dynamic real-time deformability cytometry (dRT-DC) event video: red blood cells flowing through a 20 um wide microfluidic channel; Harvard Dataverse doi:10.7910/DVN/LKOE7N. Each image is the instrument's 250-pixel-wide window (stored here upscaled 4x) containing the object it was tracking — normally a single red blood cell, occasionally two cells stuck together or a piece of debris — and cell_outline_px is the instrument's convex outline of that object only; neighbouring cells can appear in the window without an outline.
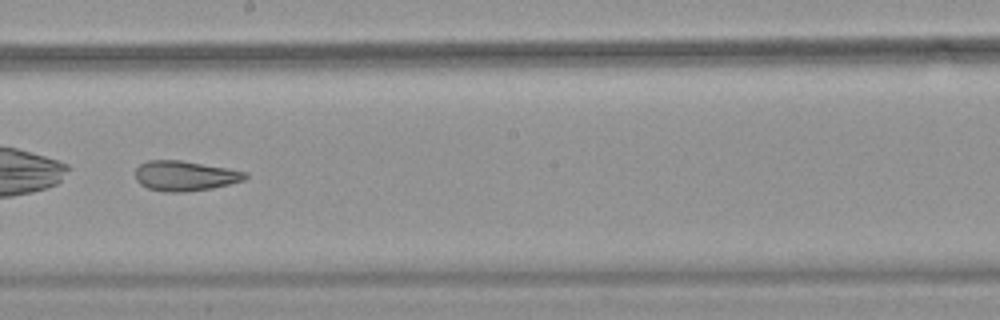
{"species": "common noctule bat (a hibernating species)", "species_latin": "Nyctalus noctula", "temperature_condition": "warm", "stored_images_in_passage": 51, "camera_frame_rate_fps": 3000, "um_per_image_px": 0.085, "animal": {"sex": "female", "body_mass_g": 18.4}, "frame": {"image": 1, "passage_image": 30, "time_ms": 9.667, "image_size_px": [1000, 320], "cell_outline_px": [[248, 176], [244, 180], [212, 188], [188, 192], [164, 192], [148, 188], [140, 184], [136, 180], [136, 168], [140, 164], [148, 160], [180, 160], [228, 168], [248, 172]], "centroid_in_image_um": [15.72, 14.95], "position_along_channel_um": 232.5, "area_um2": 19.31}, "authors_computed_cell_mechanics": {"area_um2": 26.9926, "velocity_mm_per_s": 3.8832, "shape_relaxation_time_tau1_ms": null, "shape_relaxation_time_tau2_ms": 3.1899, "deformation_change_tau1": null, "deformation_change_tau2": 0.119}}